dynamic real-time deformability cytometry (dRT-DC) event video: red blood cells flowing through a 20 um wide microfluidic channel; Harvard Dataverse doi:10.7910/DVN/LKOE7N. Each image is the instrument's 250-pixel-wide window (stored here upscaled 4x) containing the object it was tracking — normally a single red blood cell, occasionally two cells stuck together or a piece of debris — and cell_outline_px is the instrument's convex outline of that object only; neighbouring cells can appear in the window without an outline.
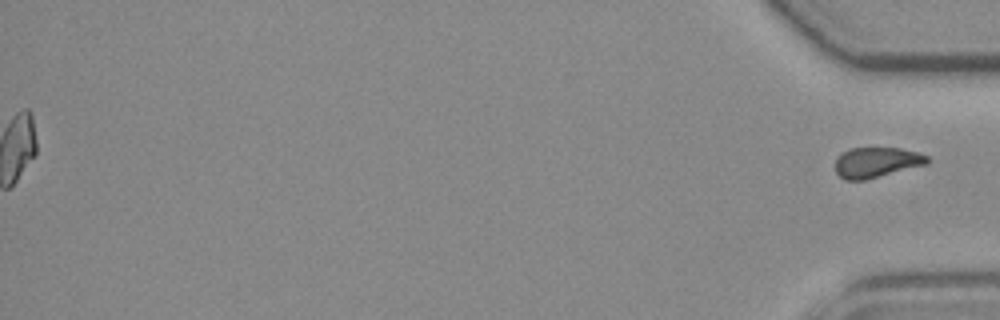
{"species": "common noctule bat (a hibernating species)", "species_latin": "Nyctalus noctula", "temperature_condition": "room temperature", "stored_images_in_passage": 55, "segment_of_instrument_passage": [2, 2], "camera_frame_rate_fps": 3000, "um_per_image_px": 0.085, "animal": {"sex": "female", "body_mass_g": 19.3, "forearm_length_mm": 54.1}, "frame": {"image": 1, "passage_image": 55, "time_ms": 18.0, "image_size_px": [1000, 320], "cell_outline_px": [[932, 160], [928, 164], [864, 180], [844, 180], [836, 172], [836, 160], [848, 148], [900, 148], [916, 152], [928, 156]], "centroid_in_image_um": [74.54, 13.8], "position_along_channel_um": 360.7, "area_um2": 16.18}}